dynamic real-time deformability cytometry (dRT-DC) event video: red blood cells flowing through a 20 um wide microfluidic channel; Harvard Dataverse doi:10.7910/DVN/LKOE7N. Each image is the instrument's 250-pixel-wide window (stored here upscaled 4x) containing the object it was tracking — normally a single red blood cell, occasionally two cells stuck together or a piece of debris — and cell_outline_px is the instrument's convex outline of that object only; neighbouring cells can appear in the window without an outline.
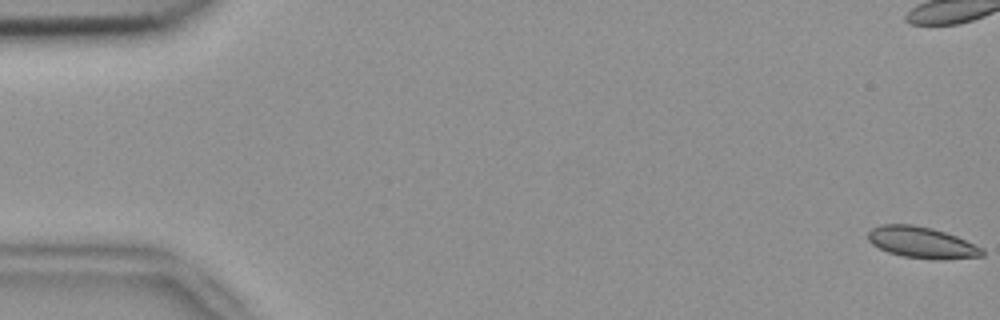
{"species": "common noctule bat (a hibernating species)", "species_latin": "Nyctalus noctula", "temperature_condition": "room temperature", "stored_images_in_passage": 55, "camera_frame_rate_fps": 3000, "um_per_image_px": 0.085, "animal": {"sex": "female", "body_mass_g": 18.4}, "frame": {"image": 1, "passage_image": 1, "time_ms": 0.0, "image_size_px": [1000, 320], "cell_outline_px": [[984, 256], [944, 260], [932, 260], [904, 256], [888, 252], [872, 244], [868, 240], [868, 232], [872, 228], [880, 224], [912, 224], [932, 228], [956, 236], [984, 248]], "centroid_in_image_um": [78.37, 20.62], "position_along_channel_um": 6.6, "area_um2": 20.98}}
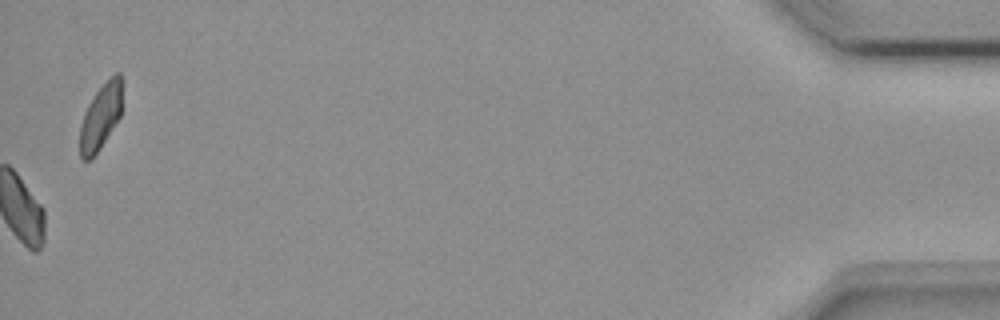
{"frame": {"image": 2, "passage_image": 55, "time_ms": 18.0, "image_size_px": [1000, 320], "cell_outline_px": [[124, 84], [120, 116], [100, 148], [88, 160], [80, 160], [80, 124], [84, 112], [88, 104], [104, 80], [108, 76], [116, 72], [120, 72], [124, 80]], "centroid_in_image_um": [8.59, 9.8], "position_along_channel_um": 426.6, "area_um2": 16.59}, "authors_computed_cell_mechanics": {"area_um2": 21.2704, "velocity_mm_per_s": 3.7777, "shape_relaxation_time_tau1_ms": 5.1123, "shape_relaxation_time_tau2_ms": 3.8609, "deformation_change_tau1": 0.0774, "deformation_change_tau2": 0.076}}